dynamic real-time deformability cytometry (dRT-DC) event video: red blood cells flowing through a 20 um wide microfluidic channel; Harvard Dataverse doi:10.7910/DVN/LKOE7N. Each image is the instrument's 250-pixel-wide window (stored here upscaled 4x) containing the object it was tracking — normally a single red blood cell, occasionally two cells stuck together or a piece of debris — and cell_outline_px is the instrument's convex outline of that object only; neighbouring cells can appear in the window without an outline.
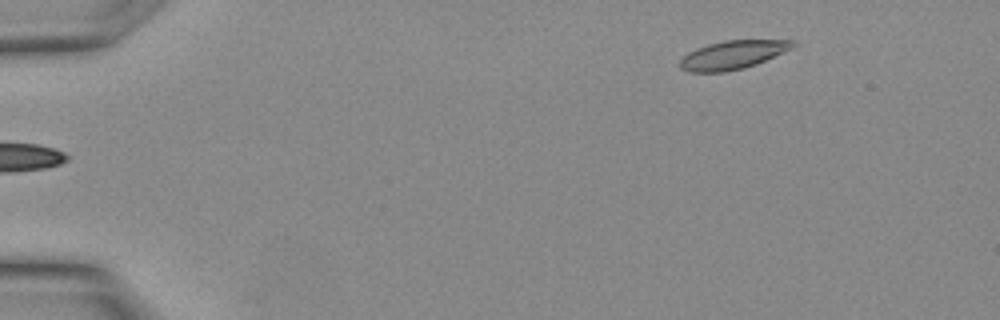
{"species": "Egyptian fruit bat (a non-hibernating species)", "species_latin": "Rousettus aegyptiacus", "temperature_condition": "warm", "stored_images_in_passage": 18, "camera_frame_rate_fps": 3000, "um_per_image_px": 0.085, "animal": {"sex": "female"}, "frame": {"image": 1, "passage_image": 1, "time_ms": 0.0, "image_size_px": [1000, 320], "cell_outline_px": [[796, 44], [792, 48], [756, 64], [744, 68], [724, 72], [692, 72], [680, 68], [680, 60], [688, 52], [696, 48], [708, 44], [724, 40], [792, 40]], "centroid_in_image_um": [62.26, 4.66], "position_along_channel_um": 22.7, "area_um2": 18.61}}
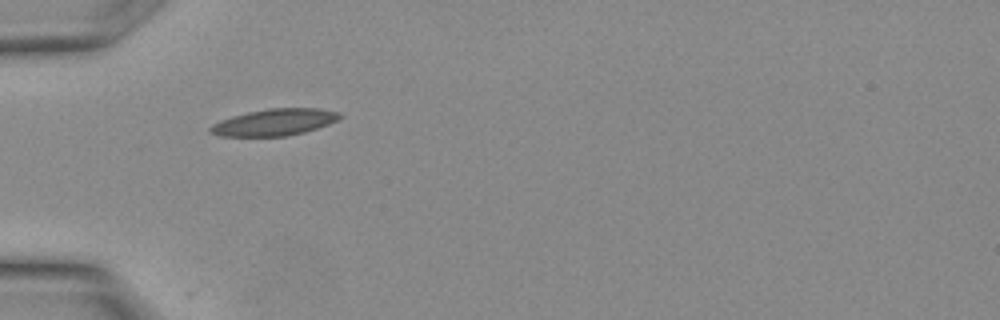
{"frame": {"image": 2, "passage_image": 7, "time_ms": 2.0, "image_size_px": [1000, 320], "cell_outline_px": [[344, 116], [328, 124], [304, 132], [284, 136], [220, 136], [208, 132], [208, 128], [212, 124], [220, 120], [232, 116], [248, 112], [268, 108], [320, 108], [340, 112]], "centroid_in_image_um": [23.31, 10.38], "position_along_channel_um": 61.7, "area_um2": 20.17}}
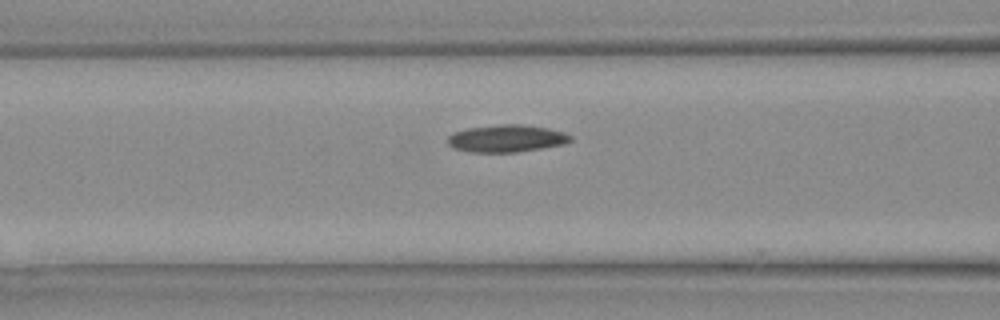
{"frame": {"image": 3, "passage_image": 10, "time_ms": 3.0, "image_size_px": [1000, 320], "cell_outline_px": [[572, 140], [564, 144], [516, 152], [468, 152], [452, 148], [448, 144], [448, 136], [452, 132], [468, 128], [500, 124], [520, 124], [548, 128], [564, 132], [572, 136]], "centroid_in_image_um": [43.03, 11.77], "position_along_channel_um": 123.6, "area_um2": 19.59}}